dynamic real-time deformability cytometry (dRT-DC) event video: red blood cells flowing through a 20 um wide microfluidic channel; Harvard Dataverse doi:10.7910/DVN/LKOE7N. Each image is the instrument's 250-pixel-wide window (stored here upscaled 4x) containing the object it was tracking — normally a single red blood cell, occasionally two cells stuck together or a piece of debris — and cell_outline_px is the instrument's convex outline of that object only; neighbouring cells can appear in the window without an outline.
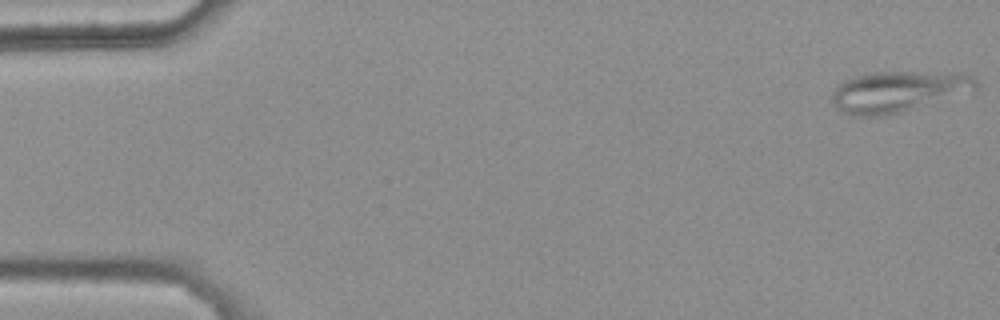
{"species": "common noctule bat (a hibernating species)", "species_latin": "Nyctalus noctula", "temperature_condition": "warm", "stored_images_in_passage": 11, "camera_frame_rate_fps": 3000, "um_per_image_px": 0.085, "animal": {"sex": "female", "body_mass_g": 25.1}, "frame": {"image": 1, "passage_image": 1, "time_ms": 0.0, "image_size_px": [1000, 320], "cell_outline_px": [[980, 84], [976, 88], [916, 108], [900, 112], [880, 116], [856, 116], [844, 112], [836, 108], [832, 104], [832, 92], [844, 80], [864, 72], [964, 72], [972, 76]], "centroid_in_image_um": [76.3, 7.75], "position_along_channel_um": 8.7, "area_um2": 34.22}}